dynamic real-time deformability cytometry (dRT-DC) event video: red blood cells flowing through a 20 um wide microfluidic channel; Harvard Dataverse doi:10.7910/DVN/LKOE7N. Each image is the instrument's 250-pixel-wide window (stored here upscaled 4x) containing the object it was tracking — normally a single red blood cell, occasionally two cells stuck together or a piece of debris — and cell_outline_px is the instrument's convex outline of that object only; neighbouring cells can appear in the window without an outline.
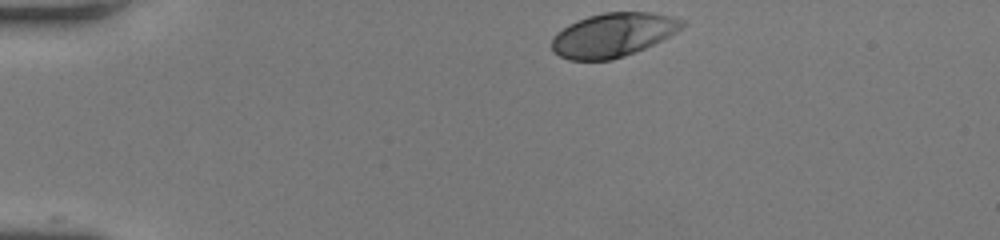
{"species": "human", "species_latin": "Homo sapiens", "temperature_condition": "room temperature", "stored_images_in_passage": 35, "camera_frame_rate_fps": 3000, "um_per_image_px": 0.085, "donor": {"sex": "female"}, "frame": {"image": 1, "passage_image": 1, "time_ms": 0.0, "image_size_px": [1000, 240], "cell_outline_px": [[688, 20], [676, 32], [644, 48], [624, 56], [612, 60], [568, 60], [552, 52], [552, 40], [556, 32], [568, 24], [588, 16], [604, 12], [648, 12]], "centroid_in_image_um": [52.07, 2.97], "position_along_channel_um": 32.9, "area_um2": 33.18}}
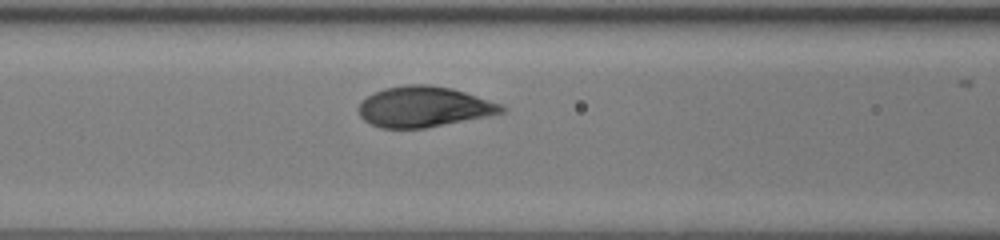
{"frame": {"image": 2, "passage_image": 13, "time_ms": 4.0, "image_size_px": [1000, 240], "cell_outline_px": [[508, 108], [504, 112], [424, 128], [384, 128], [372, 124], [364, 120], [360, 116], [360, 104], [368, 96], [384, 88], [408, 84], [428, 84], [452, 88], [500, 104]], "centroid_in_image_um": [36.02, 9.07], "position_along_channel_um": 130.6, "area_um2": 33.12}}
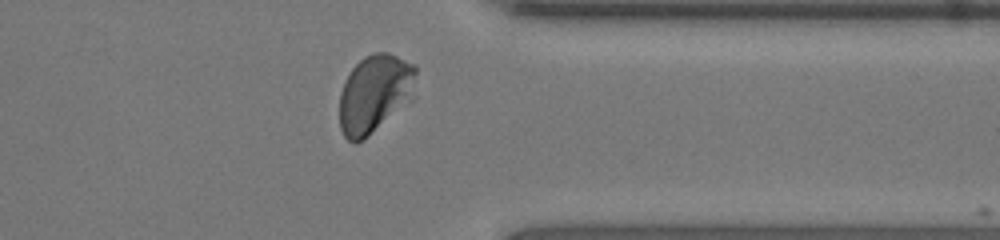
{"frame": {"image": 3, "passage_image": 31, "time_ms": 10.0, "image_size_px": [1000, 240], "cell_outline_px": [[416, 72], [412, 100], [364, 140], [356, 144], [348, 140], [344, 136], [340, 128], [340, 92], [344, 80], [352, 68], [364, 56], [376, 52], [388, 52], [416, 64]], "centroid_in_image_um": [31.85, 7.96], "position_along_channel_um": 379.6, "area_um2": 35.26}, "authors_computed_cell_mechanics": {"area_um2": 33.1772, "velocity_mm_per_s": 4.212, "shape_relaxation_time_tau1_ms": 2.4508, "shape_relaxation_time_tau2_ms": null, "deformation_change_tau1": 0.1649, "deformation_change_tau2": null}}